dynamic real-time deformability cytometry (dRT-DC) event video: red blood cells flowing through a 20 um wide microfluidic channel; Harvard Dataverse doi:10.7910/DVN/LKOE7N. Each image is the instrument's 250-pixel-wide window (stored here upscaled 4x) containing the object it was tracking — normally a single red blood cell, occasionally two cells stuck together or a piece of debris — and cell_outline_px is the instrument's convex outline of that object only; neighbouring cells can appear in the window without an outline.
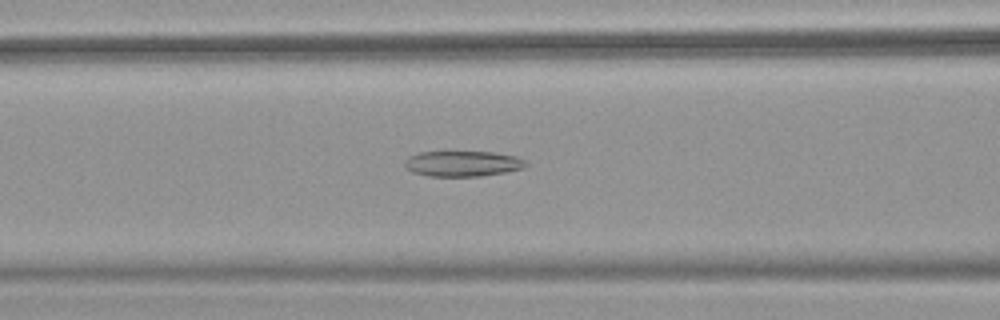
{"species": "common noctule bat (a hibernating species)", "species_latin": "Nyctalus noctula", "temperature_condition": "warm", "stored_images_in_passage": 52, "camera_frame_rate_fps": 3000, "um_per_image_px": 0.085, "animal": {"sex": "female", "body_mass_g": 18.4}, "frame": {"image": 1, "passage_image": 22, "time_ms": 7.0, "image_size_px": [1000, 320], "cell_outline_px": [[528, 164], [524, 168], [504, 172], [480, 176], [428, 176], [412, 172], [404, 164], [404, 160], [408, 156], [420, 152], [492, 152], [516, 156], [524, 160]], "centroid_in_image_um": [39.31, 13.91], "position_along_channel_um": 127.3, "area_um2": 17.98}}
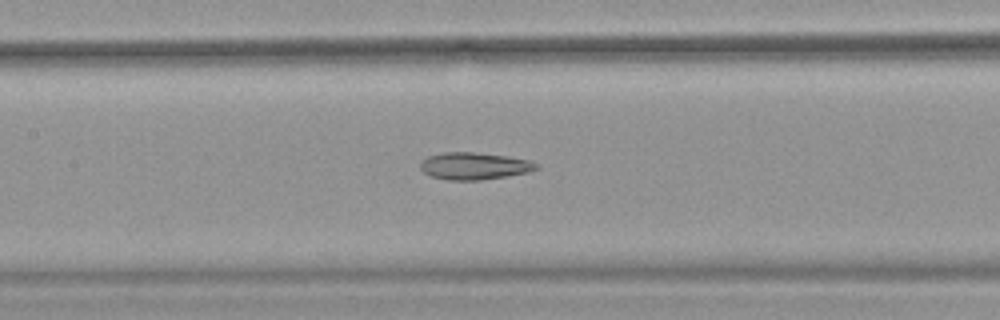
{"frame": {"image": 2, "passage_image": 25, "time_ms": 8.0, "image_size_px": [1000, 320], "cell_outline_px": [[540, 168], [528, 172], [508, 176], [480, 180], [448, 180], [432, 176], [424, 172], [420, 168], [420, 160], [428, 156], [444, 152], [472, 152], [508, 156], [532, 160]], "centroid_in_image_um": [40.32, 14.1], "position_along_channel_um": 167.1, "area_um2": 18.44}}
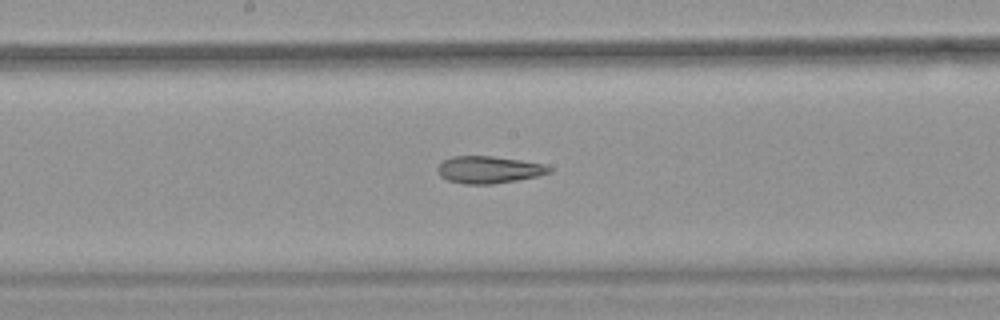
{"frame": {"image": 3, "passage_image": 28, "time_ms": 9.0, "image_size_px": [1000, 320], "cell_outline_px": [[552, 172], [536, 176], [516, 180], [492, 184], [464, 184], [448, 180], [440, 176], [436, 168], [444, 160], [452, 156], [492, 156], [520, 160], [544, 164], [552, 168]], "centroid_in_image_um": [41.54, 14.42], "position_along_channel_um": 206.7, "area_um2": 17.57}, "authors_computed_cell_mechanics": {"area_um2": 21.0392, "velocity_mm_per_s": 3.9811, "shape_relaxation_time_tau1_ms": null, "shape_relaxation_time_tau2_ms": 3.5752, "deformation_change_tau1": null, "deformation_change_tau2": 0.1412}}